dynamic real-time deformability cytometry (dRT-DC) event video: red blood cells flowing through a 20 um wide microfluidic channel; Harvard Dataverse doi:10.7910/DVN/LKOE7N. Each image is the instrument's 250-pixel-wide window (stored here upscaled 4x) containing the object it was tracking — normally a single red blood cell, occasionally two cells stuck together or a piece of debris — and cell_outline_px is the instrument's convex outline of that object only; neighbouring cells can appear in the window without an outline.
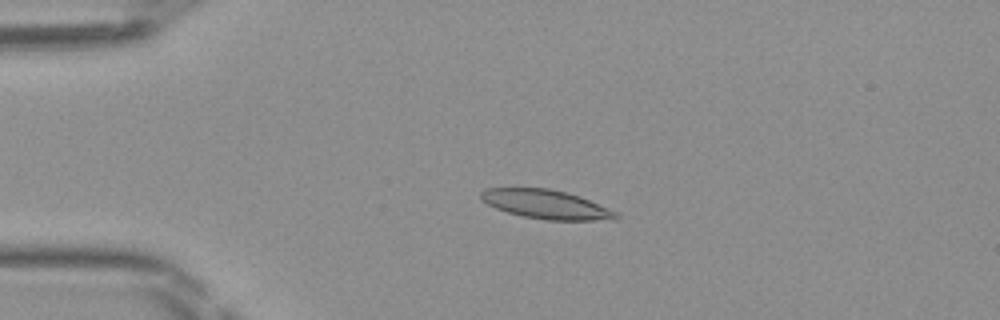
{"species": "Egyptian fruit bat (a non-hibernating species)", "species_latin": "Rousettus aegyptiacus", "temperature_condition": "room temperature", "stored_images_in_passage": 47, "camera_frame_rate_fps": 3000, "um_per_image_px": 0.085, "frame": {"image": 1, "passage_image": 10, "time_ms": 3.0, "image_size_px": [1000, 320], "cell_outline_px": [[620, 216], [616, 220], [544, 220], [524, 216], [508, 212], [496, 208], [480, 200], [480, 192], [484, 188], [548, 188], [568, 192], [580, 196], [616, 212]], "centroid_in_image_um": [46.41, 17.36], "position_along_channel_um": 38.6, "area_um2": 22.83}}
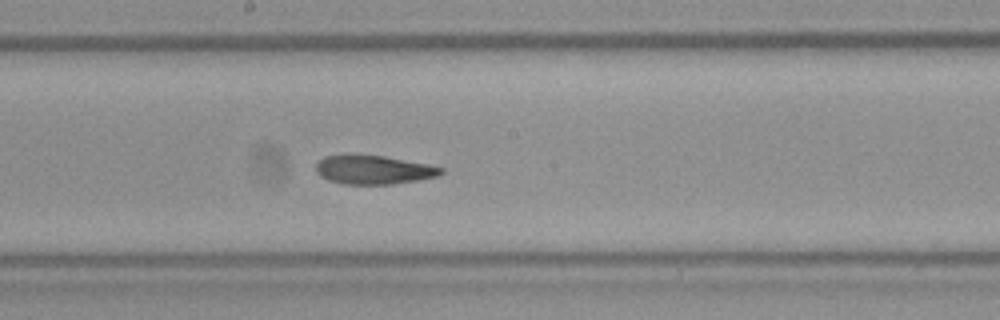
{"frame": {"image": 2, "passage_image": 25, "time_ms": 8.0, "image_size_px": [1000, 320], "cell_outline_px": [[444, 172], [440, 176], [420, 180], [392, 184], [344, 184], [328, 180], [320, 176], [316, 172], [316, 164], [324, 156], [384, 156], [428, 164], [444, 168]], "centroid_in_image_um": [31.81, 14.45], "position_along_channel_um": 216.4, "area_um2": 20.81}}
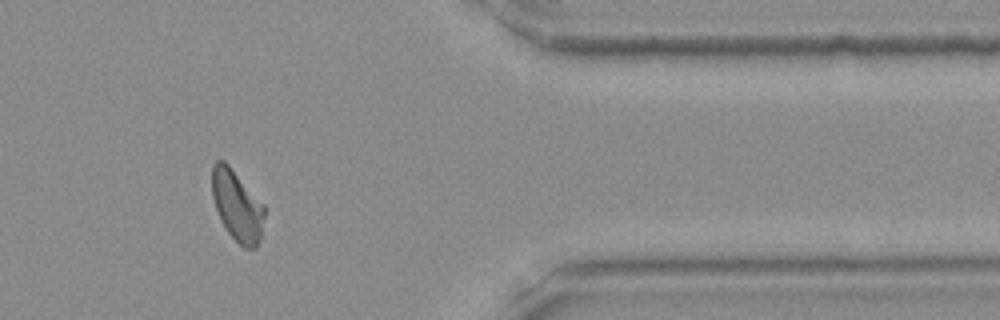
{"frame": {"image": 3, "passage_image": 39, "time_ms": 12.667, "image_size_px": [1000, 320], "cell_outline_px": [[264, 216], [260, 240], [256, 248], [244, 248], [228, 232], [220, 220], [212, 196], [212, 164], [216, 160], [224, 160], [228, 164], [264, 204]], "centroid_in_image_um": [20.15, 17.47], "position_along_channel_um": 391.3, "area_um2": 21.5}}